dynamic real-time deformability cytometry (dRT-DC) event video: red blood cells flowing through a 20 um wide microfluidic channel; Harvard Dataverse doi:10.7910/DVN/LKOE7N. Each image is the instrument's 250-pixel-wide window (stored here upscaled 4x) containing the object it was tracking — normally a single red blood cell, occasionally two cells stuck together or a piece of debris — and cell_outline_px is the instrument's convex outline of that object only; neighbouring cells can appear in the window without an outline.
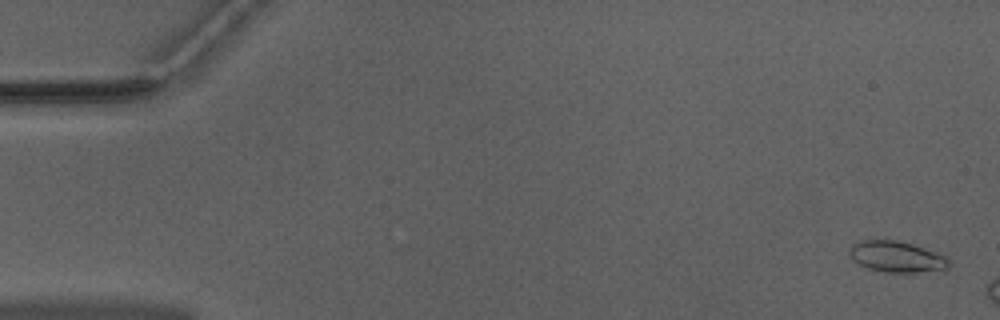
{"species": "Egyptian fruit bat (a non-hibernating species)", "species_latin": "Rousettus aegyptiacus", "temperature_condition": "warm", "stored_images_in_passage": 7, "camera_frame_rate_fps": 3000, "um_per_image_px": 0.085, "animal": {"sex": "male"}, "frame": {"image": 1, "passage_image": 2, "time_ms": 0.333, "image_size_px": [1000, 320], "cell_outline_px": [[952, 264], [948, 268], [912, 272], [884, 272], [868, 268], [852, 260], [848, 252], [852, 244], [860, 240], [896, 240], [912, 244], [936, 252], [944, 256]], "centroid_in_image_um": [76.17, 21.81], "position_along_channel_um": 8.8, "area_um2": 17.8}}